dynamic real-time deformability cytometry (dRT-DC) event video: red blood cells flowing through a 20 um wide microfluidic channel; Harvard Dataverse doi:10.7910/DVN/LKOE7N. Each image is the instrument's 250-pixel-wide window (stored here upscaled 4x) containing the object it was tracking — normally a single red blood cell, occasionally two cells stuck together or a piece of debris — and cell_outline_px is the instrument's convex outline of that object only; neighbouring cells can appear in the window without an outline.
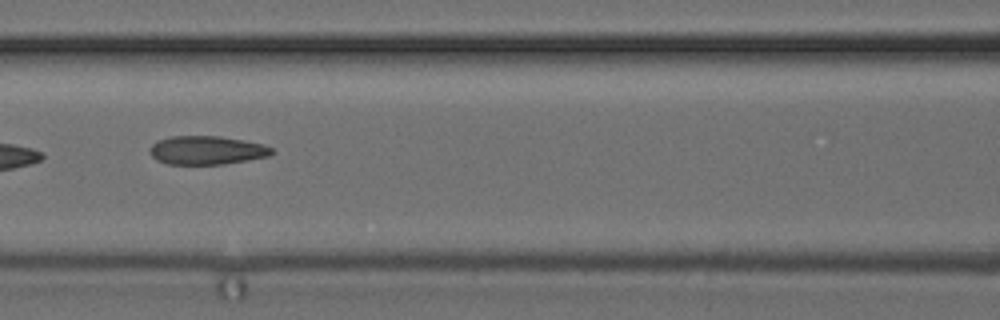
{"species": "common noctule bat (a hibernating species)", "species_latin": "Nyctalus noctula", "temperature_condition": "cold", "stored_images_in_passage": 5, "camera_frame_rate_fps": 3000, "um_per_image_px": 0.085, "animal": {"sex": "female", "body_mass_g": 24.6, "forearm_length_mm": 56.2}, "frame": {"image": 1, "passage_image": 4, "time_ms": 1.0, "image_size_px": [1000, 320], "cell_outline_px": [[276, 152], [268, 156], [248, 160], [224, 164], [168, 164], [156, 160], [148, 152], [148, 148], [156, 140], [172, 136], [220, 136], [244, 140], [264, 144], [272, 148]], "centroid_in_image_um": [17.56, 12.76], "position_along_channel_um": 149.0, "area_um2": 20.58}}
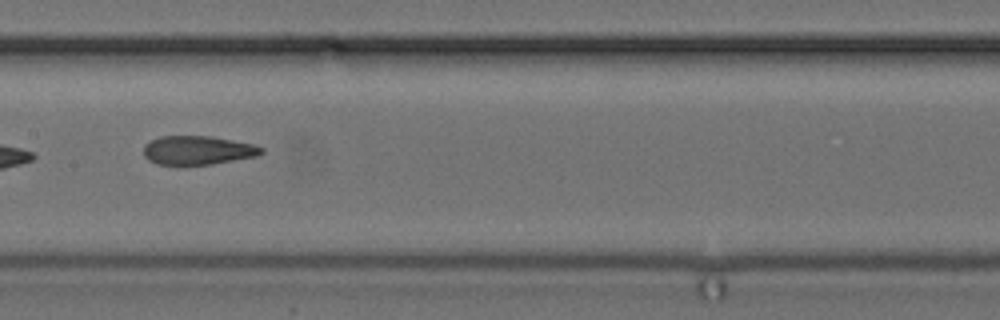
{"frame": {"image": 2, "passage_image": 5, "time_ms": 1.333, "image_size_px": [1000, 320], "cell_outline_px": [[264, 152], [256, 156], [212, 164], [156, 164], [148, 160], [144, 156], [144, 144], [160, 136], [212, 136], [252, 144], [264, 148]], "centroid_in_image_um": [16.8, 12.76], "position_along_channel_um": 190.6, "area_um2": 19.65}}